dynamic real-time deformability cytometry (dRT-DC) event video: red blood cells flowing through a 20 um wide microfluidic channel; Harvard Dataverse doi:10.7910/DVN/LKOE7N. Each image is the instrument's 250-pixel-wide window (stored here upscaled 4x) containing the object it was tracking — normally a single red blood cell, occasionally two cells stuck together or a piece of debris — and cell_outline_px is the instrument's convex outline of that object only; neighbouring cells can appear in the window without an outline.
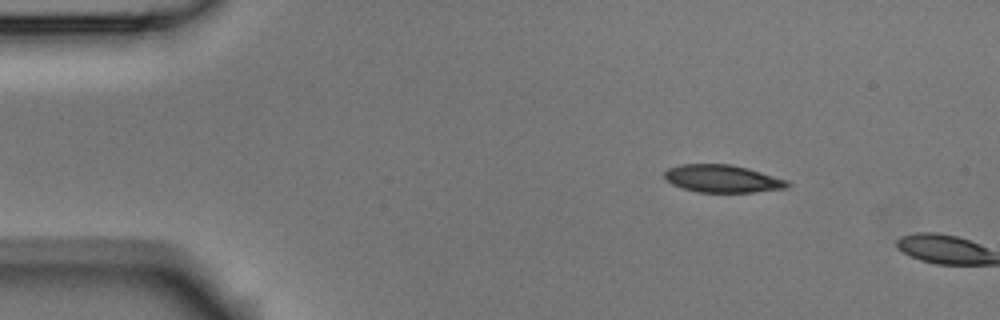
{"species": "Egyptian fruit bat (a non-hibernating species)", "species_latin": "Rousettus aegyptiacus", "temperature_condition": "room temperature", "stored_images_in_passage": 3, "camera_frame_rate_fps": 3000, "um_per_image_px": 0.085, "animal": {"sex": "male"}, "frame": {"image": 1, "passage_image": 2, "time_ms": 0.333, "image_size_px": [1000, 320], "cell_outline_px": [[792, 184], [788, 188], [752, 192], [696, 192], [680, 188], [664, 180], [664, 172], [668, 168], [680, 164], [732, 164], [748, 168], [788, 180]], "centroid_in_image_um": [61.39, 15.19], "position_along_channel_um": 23.6, "area_um2": 20.06}}